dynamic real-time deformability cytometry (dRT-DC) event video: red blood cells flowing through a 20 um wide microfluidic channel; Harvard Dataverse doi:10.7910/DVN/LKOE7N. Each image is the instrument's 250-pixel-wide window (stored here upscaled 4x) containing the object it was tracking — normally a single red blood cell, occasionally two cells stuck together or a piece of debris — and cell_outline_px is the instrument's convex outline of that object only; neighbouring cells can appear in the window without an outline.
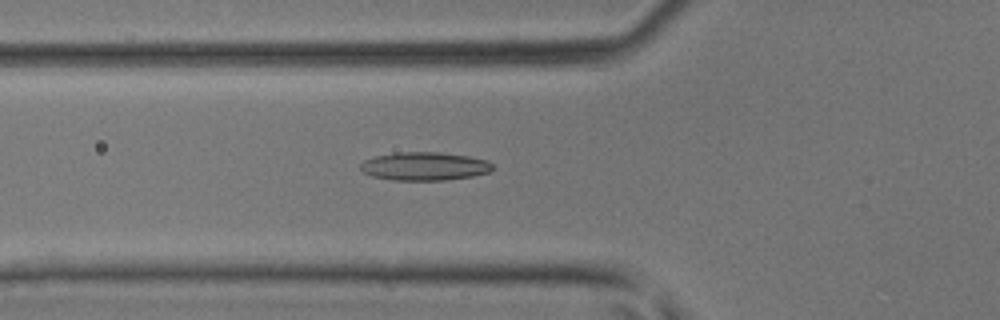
{"species": "common noctule bat (a hibernating species)", "species_latin": "Nyctalus noctula", "temperature_condition": "room temperature", "stored_images_in_passage": 33, "camera_frame_rate_fps": 3000, "um_per_image_px": 0.085, "animal": {"sex": "male", "body_mass_g": 17.9, "forearm_length_mm": 54.2}, "frame": {"image": 1, "passage_image": 9, "time_ms": 2.667, "image_size_px": [1000, 320], "cell_outline_px": [[492, 168], [488, 172], [472, 176], [444, 180], [392, 180], [372, 176], [364, 172], [360, 168], [360, 164], [364, 160], [376, 156], [396, 152], [440, 152], [468, 156], [488, 160], [492, 164]], "centroid_in_image_um": [36.07, 14.12], "position_along_channel_um": 89.7, "area_um2": 21.73}}
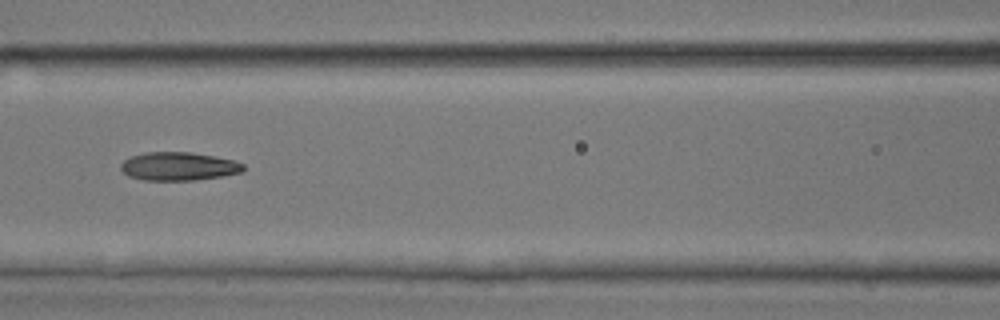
{"frame": {"image": 2, "passage_image": 13, "time_ms": 4.0, "image_size_px": [1000, 320], "cell_outline_px": [[244, 172], [196, 180], [144, 180], [128, 176], [120, 168], [120, 164], [124, 160], [132, 156], [144, 152], [192, 152], [232, 160], [244, 164]], "centroid_in_image_um": [15.16, 14.14], "position_along_channel_um": 151.4, "area_um2": 20.17}}
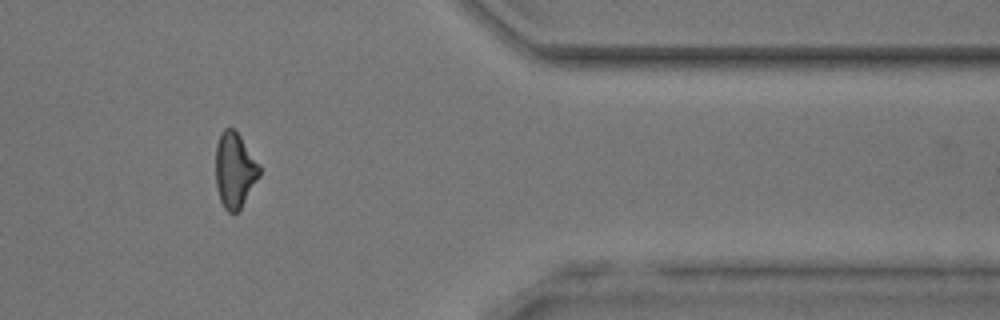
{"frame": {"image": 3, "passage_image": 30, "time_ms": 9.667, "image_size_px": [1000, 320], "cell_outline_px": [[260, 176], [240, 208], [236, 212], [228, 212], [224, 208], [220, 200], [216, 188], [216, 144], [220, 132], [224, 128], [232, 128], [240, 136], [260, 164]], "centroid_in_image_um": [19.94, 14.45], "position_along_channel_um": 391.5, "area_um2": 19.19}}